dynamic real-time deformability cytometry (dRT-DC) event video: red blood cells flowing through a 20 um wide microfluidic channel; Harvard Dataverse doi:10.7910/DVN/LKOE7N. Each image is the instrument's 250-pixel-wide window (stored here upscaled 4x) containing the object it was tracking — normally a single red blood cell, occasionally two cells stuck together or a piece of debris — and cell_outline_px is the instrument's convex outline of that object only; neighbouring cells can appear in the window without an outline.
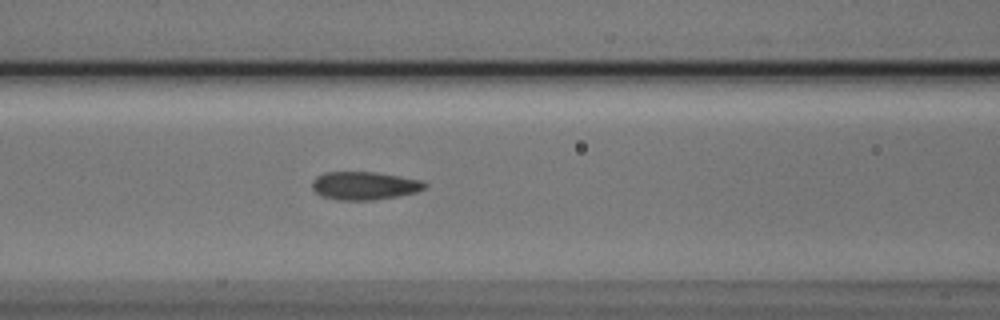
{"species": "Egyptian fruit bat (a non-hibernating species)", "species_latin": "Rousettus aegyptiacus", "temperature_condition": "cold", "stored_images_in_passage": 44, "camera_frame_rate_fps": 3000, "um_per_image_px": 0.085, "animal": {"sex": "male"}, "frame": {"image": 1, "passage_image": 12, "time_ms": 3.667, "image_size_px": [1000, 320], "cell_outline_px": [[428, 184], [424, 188], [416, 192], [400, 196], [372, 200], [336, 200], [320, 196], [312, 188], [312, 180], [316, 176], [328, 172], [372, 172], [420, 180]], "centroid_in_image_um": [30.93, 15.8], "position_along_channel_um": 135.7, "area_um2": 18.38}}
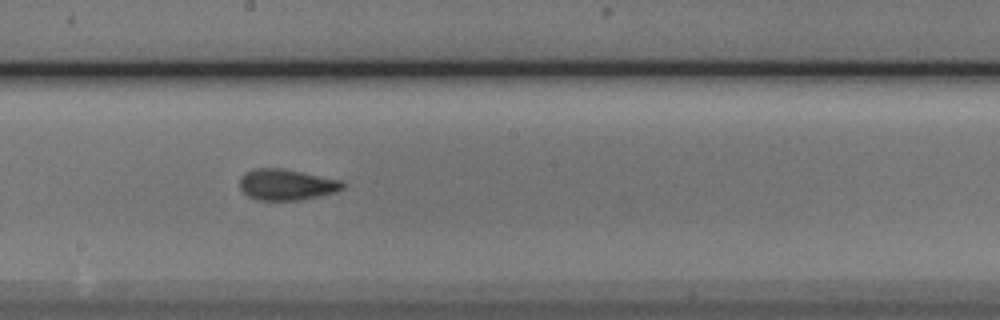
{"frame": {"image": 2, "passage_image": 19, "time_ms": 6.0, "image_size_px": [1000, 320], "cell_outline_px": [[344, 188], [336, 192], [296, 200], [256, 200], [248, 196], [240, 188], [240, 176], [244, 172], [256, 168], [280, 168], [344, 180]], "centroid_in_image_um": [24.34, 15.68], "position_along_channel_um": 223.9, "area_um2": 18.61}}
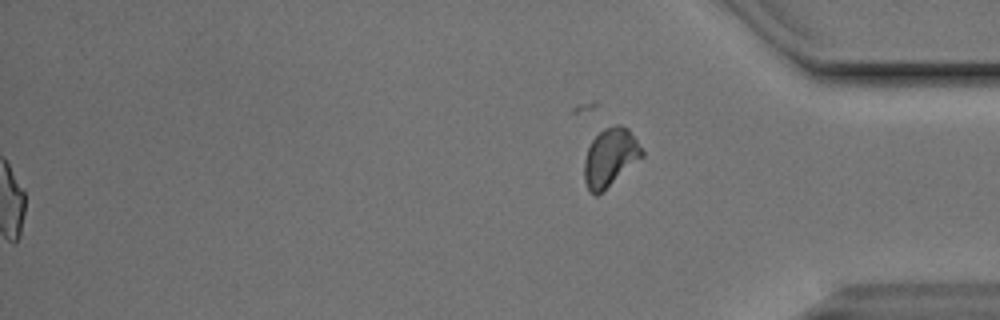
{"frame": {"image": 3, "passage_image": 44, "time_ms": 14.333, "image_size_px": [1000, 320], "cell_outline_px": [[644, 156], [596, 196], [588, 188], [584, 180], [584, 160], [588, 148], [592, 140], [604, 128], [612, 124], [616, 124], [628, 128], [644, 152]], "centroid_in_image_um": [51.86, 13.35], "position_along_channel_um": 383.3, "area_um2": 19.25}, "authors_computed_cell_mechanics": {"area_um2": 18.4382, "velocity_mm_per_s": 3.7936, "shape_relaxation_time_tau1_ms": 6.6207, "shape_relaxation_time_tau2_ms": 1.7527, "deformation_change_tau1": 0.1504, "deformation_change_tau2": 0.0559}}